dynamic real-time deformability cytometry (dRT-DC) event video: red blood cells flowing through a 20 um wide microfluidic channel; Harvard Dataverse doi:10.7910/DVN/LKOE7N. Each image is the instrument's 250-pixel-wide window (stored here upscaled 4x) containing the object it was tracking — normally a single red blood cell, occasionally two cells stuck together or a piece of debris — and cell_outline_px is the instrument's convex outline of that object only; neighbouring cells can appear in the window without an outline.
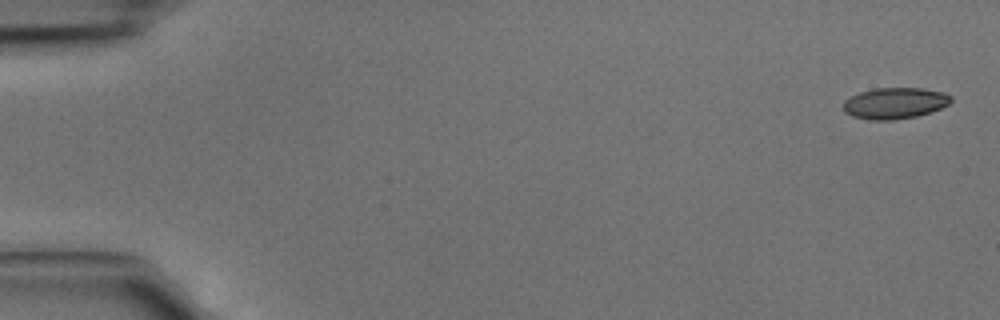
{"species": "common noctule bat (a hibernating species)", "species_latin": "Nyctalus noctula", "temperature_condition": "cold", "stored_images_in_passage": 4, "camera_frame_rate_fps": 3000, "um_per_image_px": 0.085, "animal": {"sex": "male", "body_mass_g": 15.6}, "frame": {"image": 1, "passage_image": 1, "time_ms": 0.0, "image_size_px": [1000, 320], "cell_outline_px": [[952, 100], [948, 104], [932, 112], [916, 116], [896, 120], [868, 120], [852, 116], [844, 112], [844, 100], [860, 92], [876, 88], [924, 88], [944, 92], [952, 96]], "centroid_in_image_um": [76.07, 8.77], "position_along_channel_um": 8.9, "area_um2": 19.71}}
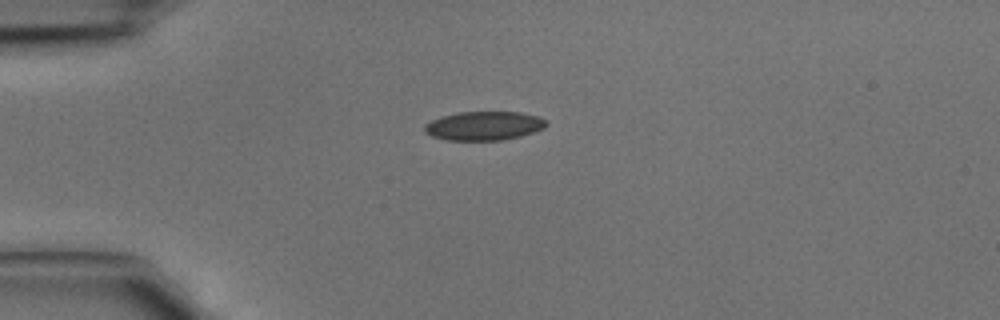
{"frame": {"image": 2, "passage_image": 4, "time_ms": 1.0, "image_size_px": [1000, 320], "cell_outline_px": [[548, 124], [544, 128], [520, 136], [500, 140], [448, 140], [432, 136], [424, 132], [424, 124], [440, 116], [456, 112], [520, 112], [540, 116]], "centroid_in_image_um": [41.11, 10.68], "position_along_channel_um": 43.9, "area_um2": 20.52}}